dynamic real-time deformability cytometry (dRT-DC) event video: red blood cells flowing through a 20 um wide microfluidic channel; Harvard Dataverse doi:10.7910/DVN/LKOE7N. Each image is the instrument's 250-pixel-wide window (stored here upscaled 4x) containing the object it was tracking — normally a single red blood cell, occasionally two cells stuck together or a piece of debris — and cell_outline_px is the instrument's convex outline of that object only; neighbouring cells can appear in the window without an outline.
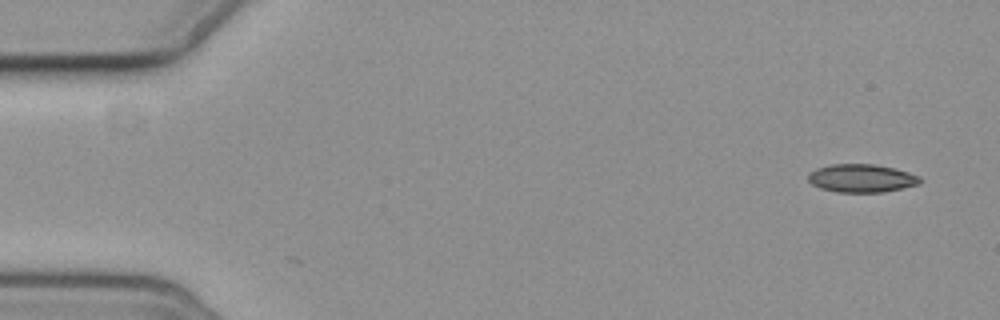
{"species": "common noctule bat (a hibernating species)", "species_latin": "Nyctalus noctula", "temperature_condition": "cold", "stored_images_in_passage": 3, "camera_frame_rate_fps": 3000, "um_per_image_px": 0.085, "animal": {"sex": "female", "body_mass_g": 19.3, "forearm_length_mm": 54.1}, "frame": {"image": 1, "passage_image": 1, "time_ms": 0.0, "image_size_px": [1000, 320], "cell_outline_px": [[920, 184], [904, 188], [884, 192], [836, 192], [820, 188], [812, 184], [808, 180], [808, 172], [816, 168], [832, 164], [876, 164], [908, 172], [920, 176]], "centroid_in_image_um": [73.22, 15.15], "position_along_channel_um": 11.8, "area_um2": 18.44}}